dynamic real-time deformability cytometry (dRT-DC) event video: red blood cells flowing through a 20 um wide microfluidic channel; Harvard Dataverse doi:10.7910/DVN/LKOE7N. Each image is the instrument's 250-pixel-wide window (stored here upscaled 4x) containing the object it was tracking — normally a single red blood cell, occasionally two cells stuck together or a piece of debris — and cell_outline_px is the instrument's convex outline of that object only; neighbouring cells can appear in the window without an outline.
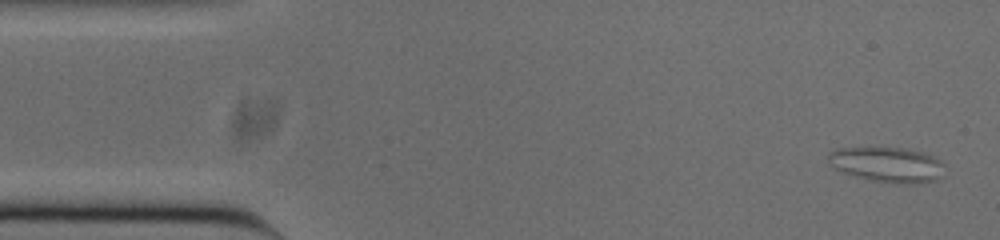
{"species": "common noctule bat (a hibernating species)", "species_latin": "Nyctalus noctula", "temperature_condition": "cold", "stored_images_in_passage": 54, "camera_frame_rate_fps": 3000, "um_per_image_px": 0.085, "animal": {"sex": "male", "body_mass_g": 20.0, "forearm_length_mm": 53.3}, "frame": {"image": 1, "passage_image": 2, "time_ms": 0.333, "image_size_px": [1000, 240], "cell_outline_px": [[944, 164], [936, 176], [932, 180], [916, 184], [900, 184], [868, 180], [844, 172], [828, 164], [828, 152], [836, 148], [904, 148], [920, 152], [932, 156], [940, 160]], "centroid_in_image_um": [75.33, 13.99], "position_along_channel_um": 9.7, "area_um2": 23.41}}
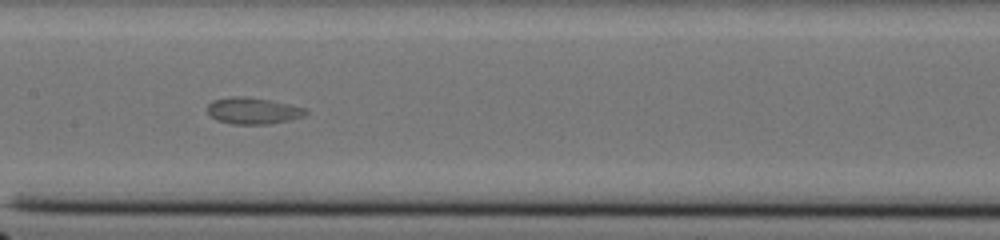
{"frame": {"image": 2, "passage_image": 25, "time_ms": 8.0, "image_size_px": [1000, 240], "cell_outline_px": [[308, 112], [304, 116], [288, 120], [268, 124], [232, 124], [216, 120], [208, 112], [208, 104], [212, 100], [232, 96], [244, 96], [272, 100], [304, 108]], "centroid_in_image_um": [21.48, 9.41], "position_along_channel_um": 185.9, "area_um2": 15.14}}
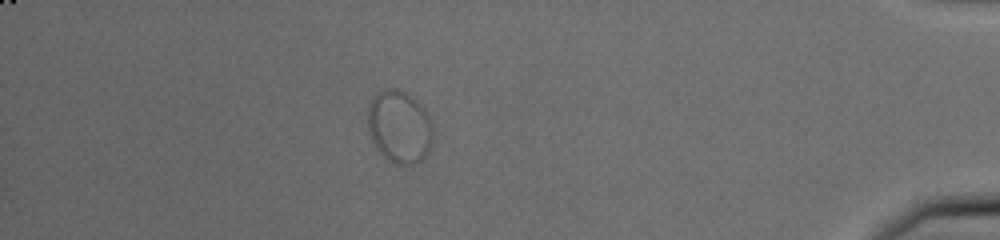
{"frame": {"image": 3, "passage_image": 47, "time_ms": 15.333, "image_size_px": [1000, 240], "cell_outline_px": [[432, 140], [428, 152], [416, 164], [396, 164], [388, 160], [376, 148], [372, 140], [368, 128], [368, 104], [372, 96], [376, 92], [384, 88], [396, 88], [404, 92], [416, 100], [424, 108], [428, 116], [432, 128]], "centroid_in_image_um": [33.92, 10.75], "position_along_channel_um": 401.3, "area_um2": 27.63}}